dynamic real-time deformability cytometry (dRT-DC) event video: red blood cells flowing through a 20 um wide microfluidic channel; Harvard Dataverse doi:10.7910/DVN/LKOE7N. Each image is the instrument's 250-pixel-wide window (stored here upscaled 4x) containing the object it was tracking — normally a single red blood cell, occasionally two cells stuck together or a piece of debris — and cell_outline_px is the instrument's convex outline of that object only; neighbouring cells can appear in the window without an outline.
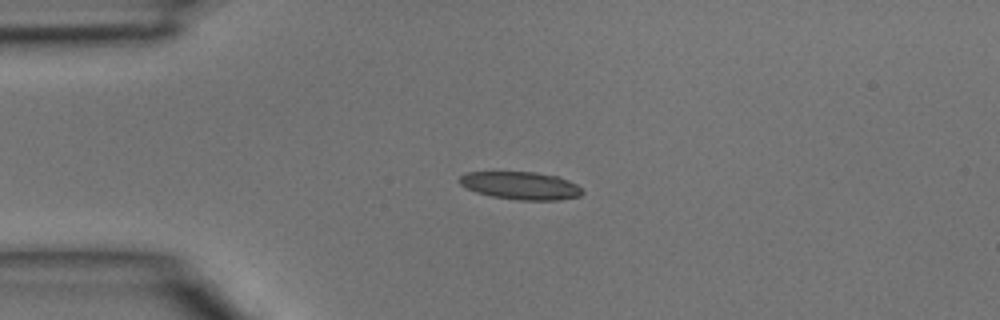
{"species": "common noctule bat (a hibernating species)", "species_latin": "Nyctalus noctula", "temperature_condition": "room temperature", "stored_images_in_passage": 4, "camera_frame_rate_fps": 3000, "um_per_image_px": 0.085, "animal": {"sex": "male", "body_mass_g": 15.6}, "frame": {"image": 1, "passage_image": 3, "time_ms": 0.667, "image_size_px": [1000, 320], "cell_outline_px": [[584, 192], [580, 196], [560, 200], [520, 200], [492, 196], [476, 192], [460, 184], [460, 176], [468, 172], [536, 172], [556, 176], [568, 180], [576, 184]], "centroid_in_image_um": [44.29, 15.78], "position_along_channel_um": 40.7, "area_um2": 19.71}}
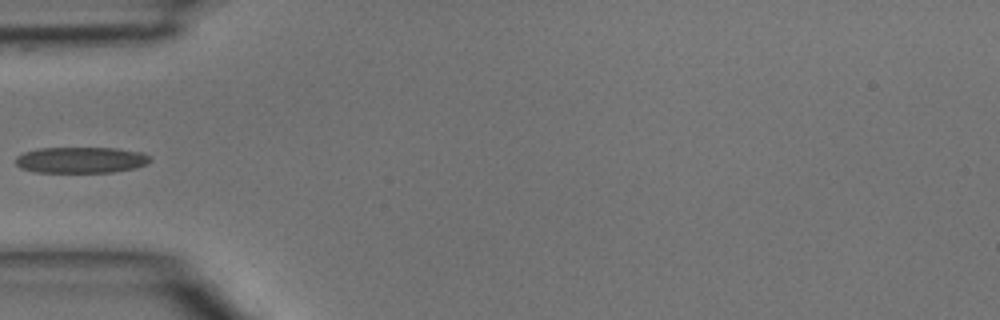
{"frame": {"image": 2, "passage_image": 4, "time_ms": 1.0, "image_size_px": [1000, 320], "cell_outline_px": [[152, 160], [148, 164], [136, 168], [112, 172], [32, 172], [20, 168], [16, 164], [16, 156], [24, 152], [40, 148], [116, 148], [144, 152], [152, 156]], "centroid_in_image_um": [6.93, 13.6], "position_along_channel_um": 78.1, "area_um2": 20.75}}